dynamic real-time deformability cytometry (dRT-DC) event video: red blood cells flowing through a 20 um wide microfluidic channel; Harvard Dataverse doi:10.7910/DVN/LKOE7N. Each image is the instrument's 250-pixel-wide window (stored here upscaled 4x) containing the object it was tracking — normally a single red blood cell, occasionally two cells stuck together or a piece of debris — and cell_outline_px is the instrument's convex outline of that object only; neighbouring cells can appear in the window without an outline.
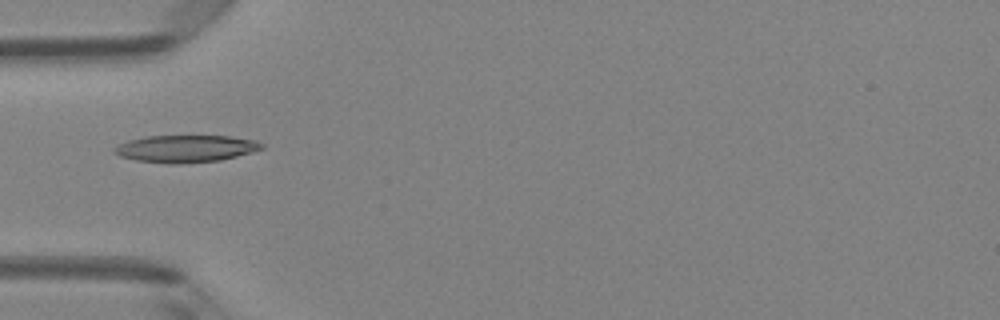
{"species": "Egyptian fruit bat (a non-hibernating species)", "species_latin": "Rousettus aegyptiacus", "temperature_condition": "room temperature", "stored_images_in_passage": 5, "camera_frame_rate_fps": 3000, "um_per_image_px": 0.085, "animal": {"sex": "female"}, "frame": {"image": 1, "passage_image": 5, "time_ms": 1.333, "image_size_px": [1000, 320], "cell_outline_px": [[264, 148], [252, 152], [220, 160], [180, 164], [168, 164], [136, 160], [120, 156], [112, 152], [112, 148], [128, 140], [148, 136], [232, 136], [256, 140], [264, 144]], "centroid_in_image_um": [15.79, 12.64], "position_along_channel_um": 69.2, "area_um2": 23.47}}